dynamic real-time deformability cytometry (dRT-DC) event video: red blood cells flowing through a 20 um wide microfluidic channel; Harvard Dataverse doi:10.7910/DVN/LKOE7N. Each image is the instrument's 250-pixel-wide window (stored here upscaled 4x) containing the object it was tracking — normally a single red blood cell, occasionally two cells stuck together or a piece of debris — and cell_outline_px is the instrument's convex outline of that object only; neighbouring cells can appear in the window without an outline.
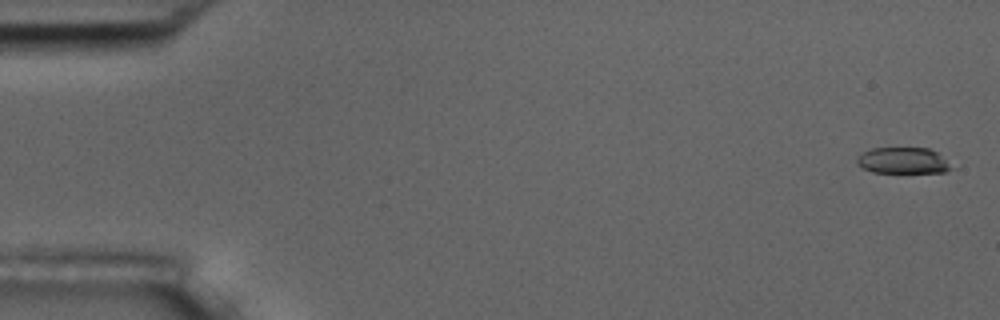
{"species": "common noctule bat (a hibernating species)", "species_latin": "Nyctalus noctula", "temperature_condition": "room temperature", "stored_images_in_passage": 7, "camera_frame_rate_fps": 3000, "um_per_image_px": 0.085, "animal": {"sex": "male", "body_mass_g": 17.5, "forearm_length_mm": 52.3}, "frame": {"image": 1, "passage_image": 1, "time_ms": 0.0, "image_size_px": [1000, 320], "cell_outline_px": [[952, 168], [944, 172], [872, 172], [864, 168], [856, 160], [856, 156], [872, 148], [928, 148], [936, 152]], "centroid_in_image_um": [76.71, 13.64], "position_along_channel_um": 8.3, "area_um2": 13.99}}
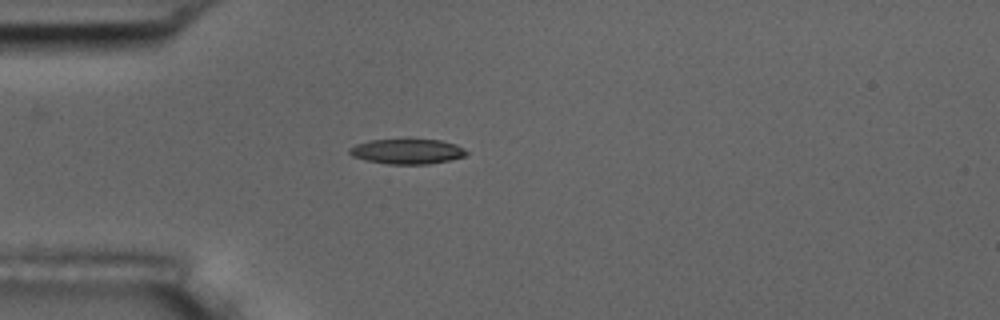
{"frame": {"image": 2, "passage_image": 5, "time_ms": 4.667, "image_size_px": [1000, 320], "cell_outline_px": [[468, 152], [464, 156], [448, 160], [428, 164], [388, 164], [364, 160], [352, 156], [348, 152], [348, 148], [356, 144], [368, 140], [408, 136], [412, 136], [440, 140], [456, 144], [464, 148]], "centroid_in_image_um": [34.57, 12.81], "position_along_channel_um": 50.4, "area_um2": 18.09}}